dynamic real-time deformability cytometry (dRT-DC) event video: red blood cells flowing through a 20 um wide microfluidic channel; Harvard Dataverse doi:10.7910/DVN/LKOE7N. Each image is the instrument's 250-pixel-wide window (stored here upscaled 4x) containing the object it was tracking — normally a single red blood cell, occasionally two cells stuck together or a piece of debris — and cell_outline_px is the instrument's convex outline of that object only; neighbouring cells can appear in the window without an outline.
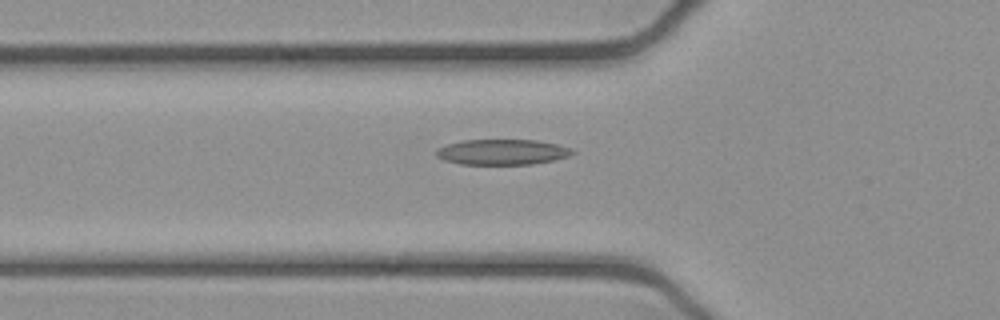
{"species": "common noctule bat (a hibernating species)", "species_latin": "Nyctalus noctula", "temperature_condition": "cold", "stored_images_in_passage": 40, "camera_frame_rate_fps": 3000, "um_per_image_px": 0.085, "animal": {"sex": "female", "body_mass_g": 21.9}, "frame": {"image": 1, "passage_image": 7, "time_ms": 2.0, "image_size_px": [1000, 320], "cell_outline_px": [[576, 152], [568, 156], [556, 160], [532, 164], [460, 164], [444, 160], [436, 156], [436, 148], [448, 144], [464, 140], [536, 140], [556, 144], [572, 148]], "centroid_in_image_um": [42.7, 12.92], "position_along_channel_um": 83.1, "area_um2": 20.23}}
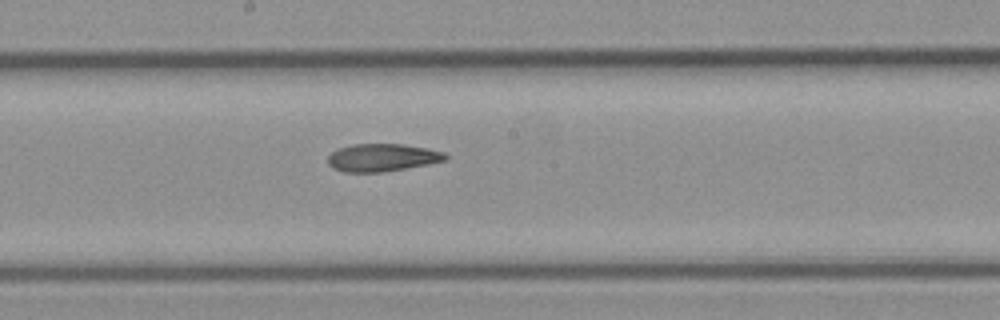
{"frame": {"image": 2, "passage_image": 17, "time_ms": 5.333, "image_size_px": [1000, 320], "cell_outline_px": [[448, 160], [428, 164], [384, 172], [344, 172], [332, 168], [328, 164], [328, 156], [332, 152], [340, 148], [352, 144], [404, 144], [428, 148], [444, 152], [448, 156]], "centroid_in_image_um": [32.51, 13.39], "position_along_channel_um": 215.7, "area_um2": 19.07}}
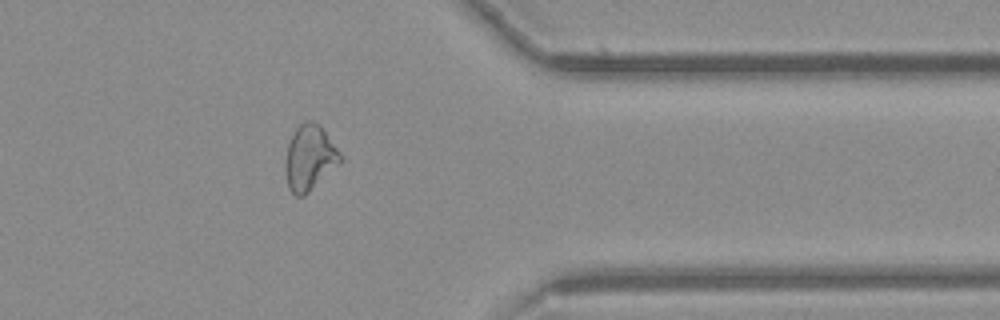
{"frame": {"image": 3, "passage_image": 31, "time_ms": 10.0, "image_size_px": [1000, 320], "cell_outline_px": [[344, 160], [340, 164], [304, 196], [296, 196], [288, 188], [284, 164], [284, 160], [288, 144], [296, 128], [304, 120], [312, 120], [320, 124], [344, 156]], "centroid_in_image_um": [26.34, 13.4], "position_along_channel_um": 385.1, "area_um2": 21.33}, "authors_computed_cell_mechanics": {"area_um2": 20.23, "velocity_mm_per_s": 3.9342, "shape_relaxation_time_tau1_ms": 8.1992, "shape_relaxation_time_tau2_ms": 4.929, "deformation_change_tau1": 0.1873, "deformation_change_tau2": 0.1408}}